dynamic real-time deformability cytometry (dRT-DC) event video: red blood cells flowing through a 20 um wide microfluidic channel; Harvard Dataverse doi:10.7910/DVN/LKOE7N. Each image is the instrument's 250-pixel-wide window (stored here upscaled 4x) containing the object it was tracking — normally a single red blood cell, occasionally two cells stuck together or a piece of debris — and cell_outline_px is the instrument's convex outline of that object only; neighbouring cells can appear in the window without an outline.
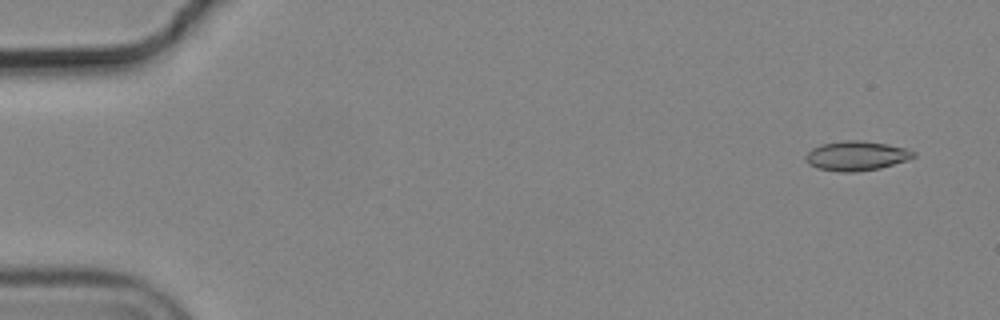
{"species": "common noctule bat (a hibernating species)", "species_latin": "Nyctalus noctula", "temperature_condition": "cold", "stored_images_in_passage": 4, "camera_frame_rate_fps": 3000, "um_per_image_px": 0.085, "animal": {"sex": "male", "body_mass_g": 19.2, "forearm_length_mm": 51.8}, "frame": {"image": 1, "passage_image": 1, "time_ms": 0.0, "image_size_px": [1000, 320], "cell_outline_px": [[916, 156], [908, 160], [880, 168], [856, 172], [840, 172], [816, 168], [808, 164], [804, 156], [812, 148], [820, 144], [844, 140], [860, 140], [888, 144], [908, 148], [916, 152]], "centroid_in_image_um": [72.8, 13.24], "position_along_channel_um": 12.2, "area_um2": 18.84}}
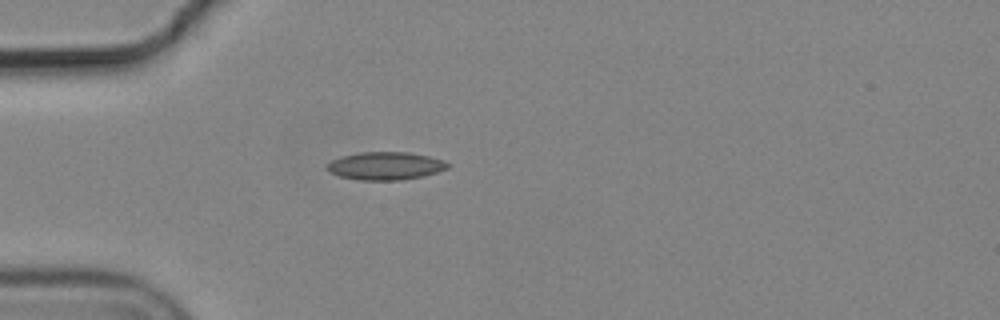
{"frame": {"image": 2, "passage_image": 4, "time_ms": 1.0, "image_size_px": [1000, 320], "cell_outline_px": [[448, 168], [436, 172], [420, 176], [400, 180], [360, 180], [340, 176], [328, 172], [328, 164], [332, 160], [340, 156], [360, 152], [408, 152], [428, 156], [444, 160], [448, 164]], "centroid_in_image_um": [32.74, 14.09], "position_along_channel_um": 52.3, "area_um2": 19.42}}